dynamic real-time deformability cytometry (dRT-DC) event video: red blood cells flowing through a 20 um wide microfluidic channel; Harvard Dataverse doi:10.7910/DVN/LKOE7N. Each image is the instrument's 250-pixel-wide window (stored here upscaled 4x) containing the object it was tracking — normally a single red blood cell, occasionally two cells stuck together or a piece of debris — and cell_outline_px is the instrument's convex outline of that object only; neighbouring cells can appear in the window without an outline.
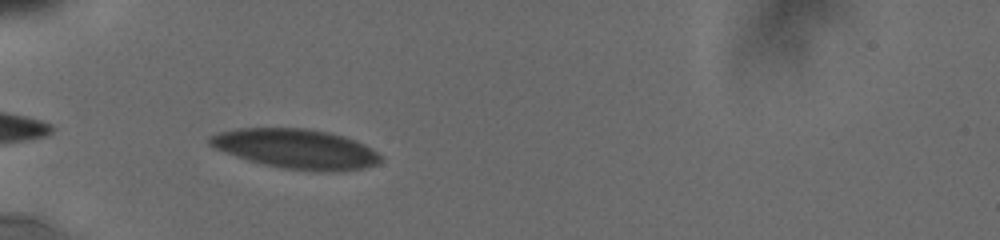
{"species": "human", "species_latin": "Homo sapiens", "temperature_condition": "cold", "stored_images_in_passage": 20, "camera_frame_rate_fps": 3000, "um_per_image_px": 0.085, "donor": {"sex": "male"}, "frame": {"image": 1, "passage_image": 5, "time_ms": 3.333, "image_size_px": [1000, 240], "cell_outline_px": [[380, 160], [376, 164], [364, 168], [340, 172], [312, 172], [280, 168], [248, 160], [216, 148], [208, 144], [208, 136], [220, 132], [240, 128], [304, 128], [328, 132], [344, 136], [364, 144], [376, 152], [380, 156]], "centroid_in_image_um": [25.18, 12.66], "position_along_channel_um": 59.8, "area_um2": 39.48}}
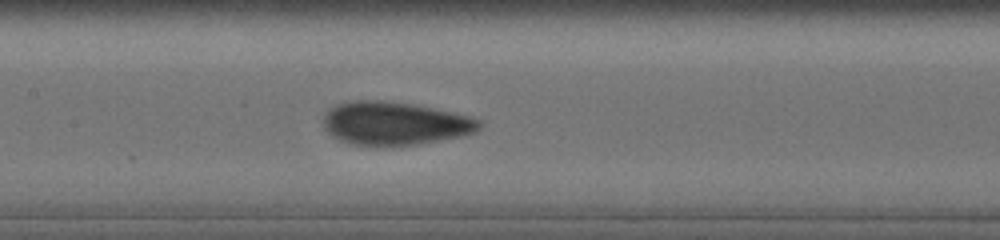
{"frame": {"image": 2, "passage_image": 14, "time_ms": 6.667, "image_size_px": [1000, 240], "cell_outline_px": [[480, 128], [476, 132], [460, 136], [420, 144], [380, 148], [352, 144], [340, 140], [332, 136], [324, 128], [324, 116], [336, 104], [356, 100], [376, 100], [412, 104], [432, 108], [468, 116], [480, 120]], "centroid_in_image_um": [33.53, 10.52], "position_along_channel_um": 173.9, "area_um2": 39.42}}
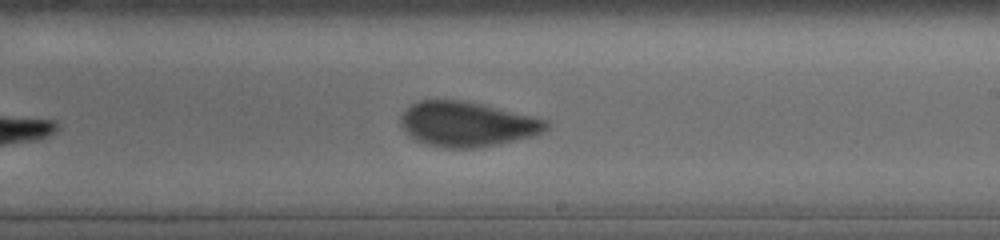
{"frame": {"image": 3, "passage_image": 20, "time_ms": 8.667, "image_size_px": [1000, 240], "cell_outline_px": [[548, 128], [532, 136], [496, 144], [476, 148], [448, 148], [424, 144], [416, 140], [404, 132], [400, 124], [400, 116], [404, 108], [420, 100], [460, 100], [484, 104], [548, 120]], "centroid_in_image_um": [39.64, 10.54], "position_along_channel_um": 249.4, "area_um2": 38.09}}